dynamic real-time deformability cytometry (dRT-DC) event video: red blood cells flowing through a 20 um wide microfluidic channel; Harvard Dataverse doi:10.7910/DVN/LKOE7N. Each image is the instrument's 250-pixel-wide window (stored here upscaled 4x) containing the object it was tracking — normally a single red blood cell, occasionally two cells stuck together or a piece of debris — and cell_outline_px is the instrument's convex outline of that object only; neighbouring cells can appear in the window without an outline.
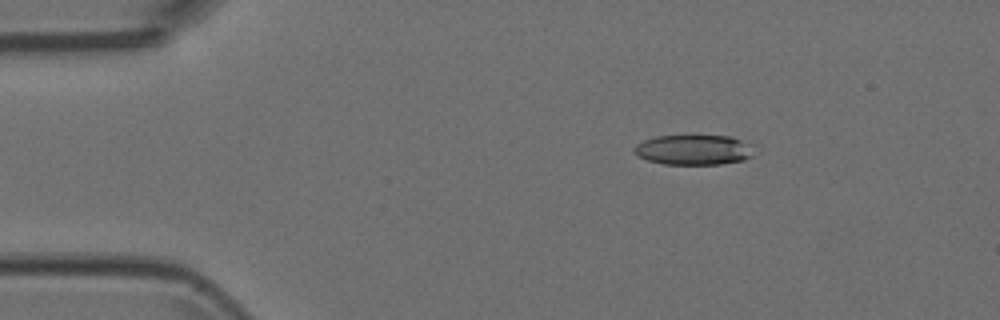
{"species": "Egyptian fruit bat (a non-hibernating species)", "species_latin": "Rousettus aegyptiacus", "temperature_condition": "room temperature", "stored_images_in_passage": 4, "camera_frame_rate_fps": 3000, "um_per_image_px": 0.085, "animal": {"sex": "female"}, "frame": {"image": 1, "passage_image": 2, "time_ms": 0.333, "image_size_px": [1000, 320], "cell_outline_px": [[752, 156], [744, 160], [720, 164], [664, 164], [648, 160], [636, 156], [632, 148], [636, 144], [644, 140], [656, 136], [732, 136], [752, 144]], "centroid_in_image_um": [58.95, 12.73], "position_along_channel_um": 26.0, "area_um2": 21.1}}